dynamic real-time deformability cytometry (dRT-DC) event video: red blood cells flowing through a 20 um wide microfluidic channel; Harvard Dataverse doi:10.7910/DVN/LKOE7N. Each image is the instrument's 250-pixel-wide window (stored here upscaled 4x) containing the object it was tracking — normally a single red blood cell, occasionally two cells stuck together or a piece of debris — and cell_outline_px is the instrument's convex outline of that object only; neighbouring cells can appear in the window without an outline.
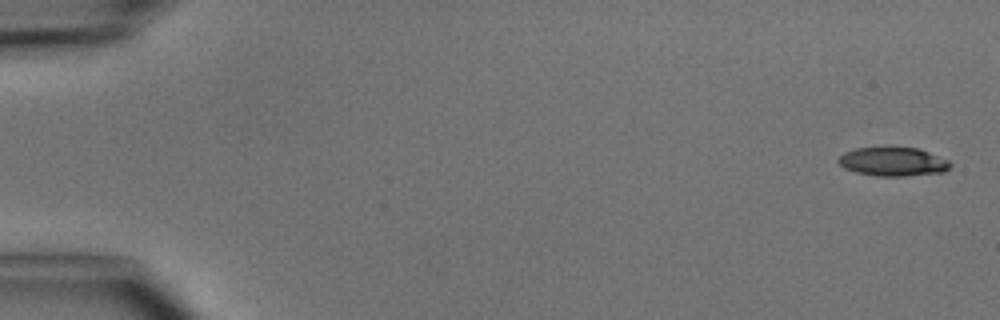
{"species": "common noctule bat (a hibernating species)", "species_latin": "Nyctalus noctula", "temperature_condition": "cold", "stored_images_in_passage": 8, "camera_frame_rate_fps": 3000, "um_per_image_px": 0.085, "animal": {"sex": "male", "body_mass_g": 15.6}, "frame": {"image": 1, "passage_image": 1, "time_ms": 0.0, "image_size_px": [1000, 320], "cell_outline_px": [[952, 164], [944, 172], [904, 176], [876, 176], [856, 172], [844, 168], [836, 160], [844, 152], [856, 148], [892, 144], [920, 148], [948, 160]], "centroid_in_image_um": [75.88, 13.69], "position_along_channel_um": 9.1, "area_um2": 19.59}}
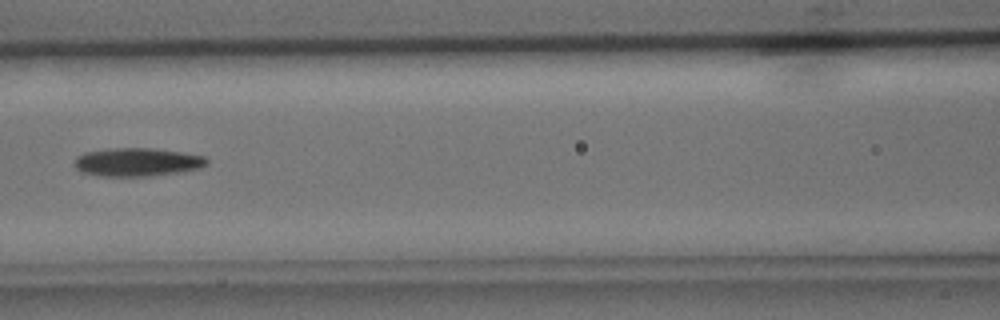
{"frame": {"image": 2, "passage_image": 7, "time_ms": 7.0, "image_size_px": [1000, 320], "cell_outline_px": [[208, 164], [200, 168], [180, 172], [152, 176], [104, 176], [80, 172], [72, 164], [76, 156], [84, 152], [108, 148], [152, 148], [180, 152], [204, 156], [208, 160]], "centroid_in_image_um": [11.62, 13.78], "position_along_channel_um": 155.0, "area_um2": 22.08}}
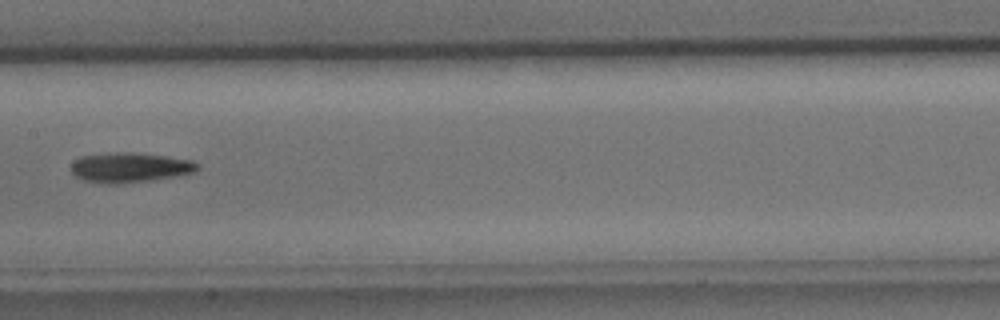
{"frame": {"image": 3, "passage_image": 8, "time_ms": 8.0, "image_size_px": [1000, 320], "cell_outline_px": [[200, 168], [192, 172], [176, 176], [148, 180], [116, 184], [108, 184], [84, 180], [76, 176], [68, 168], [76, 160], [84, 156], [116, 152], [128, 152], [168, 156], [192, 160], [200, 164]], "centroid_in_image_um": [11.05, 14.23], "position_along_channel_um": 196.3, "area_um2": 21.79}}